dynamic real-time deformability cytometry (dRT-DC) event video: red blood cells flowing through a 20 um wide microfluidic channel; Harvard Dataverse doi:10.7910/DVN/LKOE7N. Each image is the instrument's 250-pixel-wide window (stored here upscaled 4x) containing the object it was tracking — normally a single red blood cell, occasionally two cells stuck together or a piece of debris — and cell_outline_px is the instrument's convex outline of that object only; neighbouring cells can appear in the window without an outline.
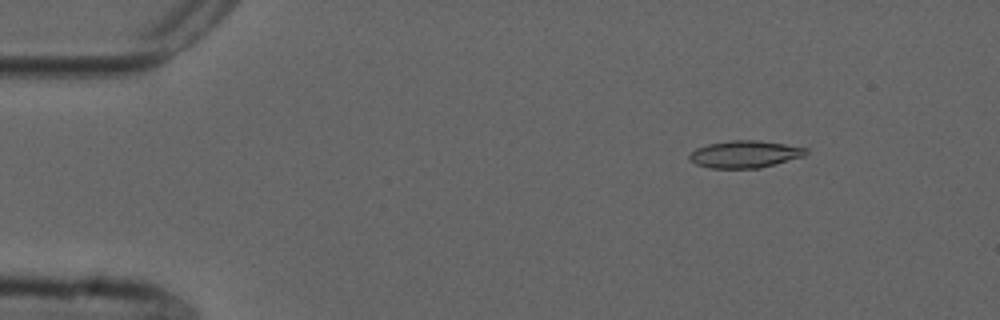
{"species": "common noctule bat (a hibernating species)", "species_latin": "Nyctalus noctula", "temperature_condition": "cold", "stored_images_in_passage": 49, "camera_frame_rate_fps": 3000, "um_per_image_px": 0.085, "animal": {"sex": "male", "forearm_length_mm": 52.5}, "frame": {"image": 1, "passage_image": 2, "time_ms": 0.333, "image_size_px": [1000, 320], "cell_outline_px": [[808, 152], [804, 156], [760, 168], [708, 168], [696, 164], [688, 156], [696, 148], [708, 144], [728, 140], [756, 140], [784, 144], [808, 148]], "centroid_in_image_um": [63.32, 13.1], "position_along_channel_um": 21.7, "area_um2": 18.38}}
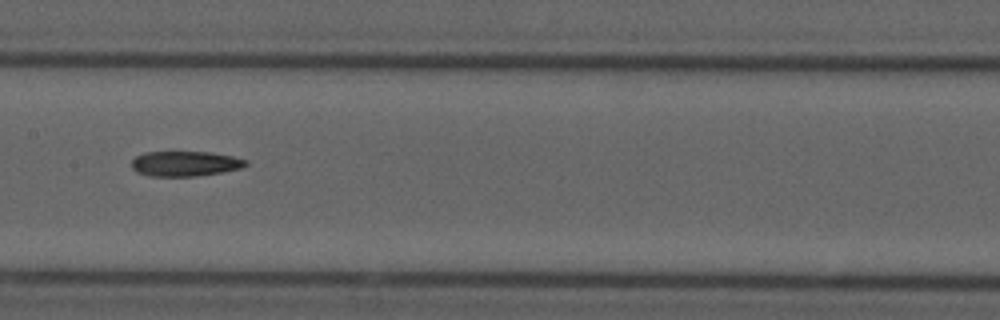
{"frame": {"image": 2, "passage_image": 22, "time_ms": 7.0, "image_size_px": [1000, 320], "cell_outline_px": [[248, 164], [240, 168], [220, 172], [196, 176], [148, 176], [136, 172], [132, 168], [132, 160], [136, 156], [144, 152], [208, 152], [232, 156], [248, 160]], "centroid_in_image_um": [15.7, 13.91], "position_along_channel_um": 191.7, "area_um2": 16.65}}
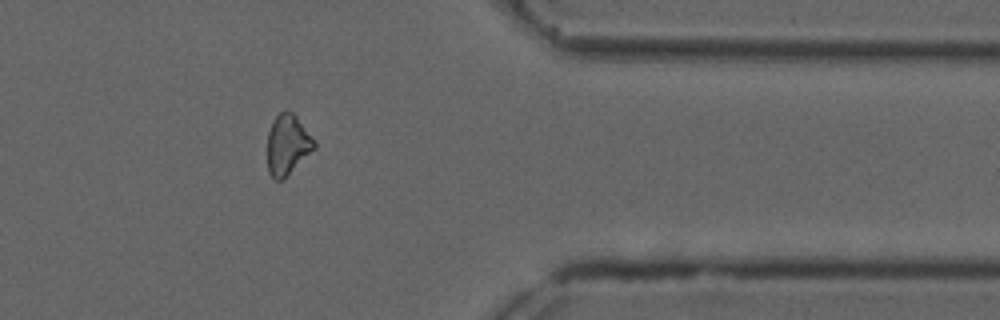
{"frame": {"image": 3, "passage_image": 39, "time_ms": 12.667, "image_size_px": [1000, 320], "cell_outline_px": [[316, 148], [280, 180], [276, 180], [268, 172], [268, 132], [272, 120], [284, 108], [292, 112], [296, 116], [316, 140]], "centroid_in_image_um": [24.45, 12.23], "position_along_channel_um": 387.0, "area_um2": 16.36}}